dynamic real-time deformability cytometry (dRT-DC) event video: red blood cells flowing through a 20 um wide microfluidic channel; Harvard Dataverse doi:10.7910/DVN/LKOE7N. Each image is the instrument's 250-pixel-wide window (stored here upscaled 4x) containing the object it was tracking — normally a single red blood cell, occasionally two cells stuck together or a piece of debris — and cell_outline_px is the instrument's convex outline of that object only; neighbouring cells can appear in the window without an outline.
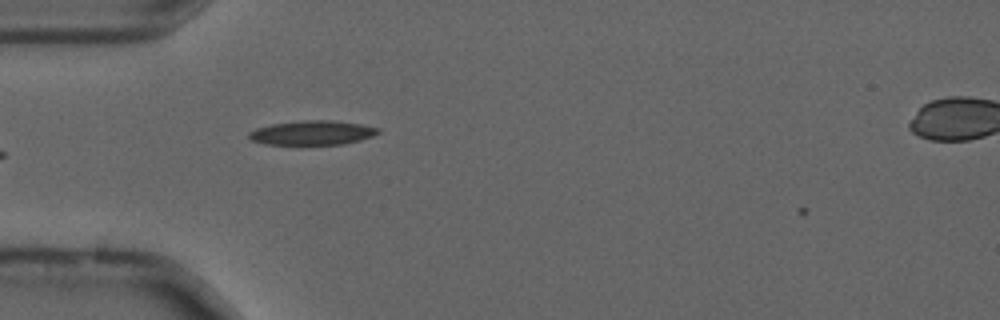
{"species": "common noctule bat (a hibernating species)", "species_latin": "Nyctalus noctula", "temperature_condition": "cold", "stored_images_in_passage": 8, "camera_frame_rate_fps": 3000, "um_per_image_px": 0.085, "animal": {"sex": "male", "forearm_length_mm": 52.5}, "frame": {"image": 1, "passage_image": 7, "time_ms": 2.0, "image_size_px": [1000, 320], "cell_outline_px": [[380, 132], [372, 136], [360, 140], [344, 144], [264, 144], [252, 140], [248, 136], [248, 132], [256, 128], [272, 124], [304, 120], [332, 120], [360, 124], [380, 128]], "centroid_in_image_um": [26.55, 11.28], "position_along_channel_um": 58.5, "area_um2": 18.21}}